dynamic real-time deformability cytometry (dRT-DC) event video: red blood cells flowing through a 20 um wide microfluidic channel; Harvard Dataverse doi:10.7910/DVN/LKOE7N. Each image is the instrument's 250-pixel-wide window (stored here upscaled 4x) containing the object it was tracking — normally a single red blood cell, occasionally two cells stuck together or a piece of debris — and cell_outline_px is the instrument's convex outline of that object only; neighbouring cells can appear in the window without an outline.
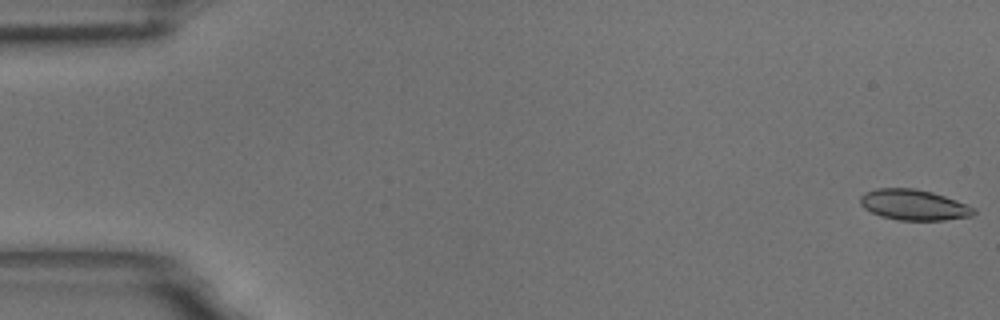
{"species": "common noctule bat (a hibernating species)", "species_latin": "Nyctalus noctula", "temperature_condition": "room temperature", "stored_images_in_passage": 57, "camera_frame_rate_fps": 3000, "um_per_image_px": 0.085, "animal": {"sex": "male", "body_mass_g": 18.8}, "frame": {"image": 1, "passage_image": 1, "time_ms": 0.0, "image_size_px": [1000, 320], "cell_outline_px": [[976, 212], [972, 216], [944, 220], [896, 220], [880, 216], [864, 208], [860, 204], [860, 196], [864, 192], [876, 188], [916, 188], [932, 192], [956, 200], [976, 208]], "centroid_in_image_um": [77.66, 17.41], "position_along_channel_um": 7.3, "area_um2": 20.4}}
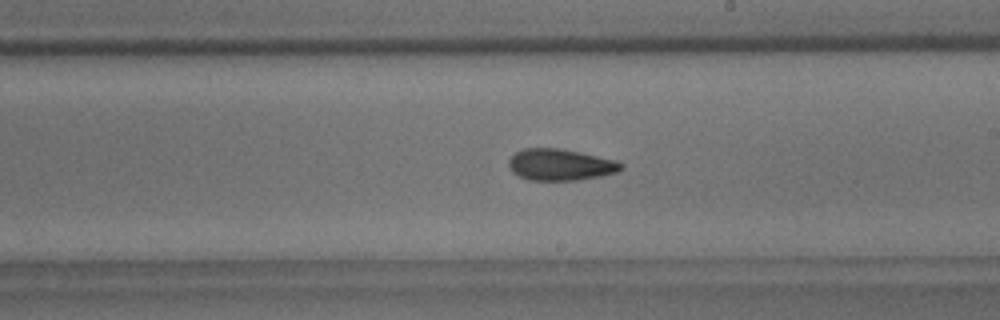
{"frame": {"image": 2, "passage_image": 33, "time_ms": 10.667, "image_size_px": [1000, 320], "cell_outline_px": [[624, 168], [616, 172], [600, 176], [580, 180], [528, 180], [512, 172], [508, 164], [508, 160], [516, 152], [524, 148], [560, 148], [580, 152], [616, 160], [624, 164]], "centroid_in_image_um": [47.64, 14.0], "position_along_channel_um": 241.4, "area_um2": 20.69}}
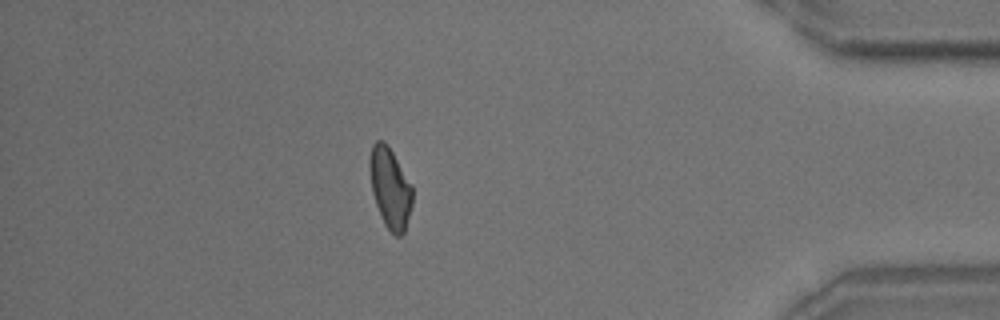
{"frame": {"image": 3, "passage_image": 50, "time_ms": 16.333, "image_size_px": [1000, 320], "cell_outline_px": [[412, 204], [404, 232], [400, 236], [396, 236], [384, 224], [376, 204], [372, 192], [368, 168], [368, 160], [372, 144], [376, 140], [384, 140], [388, 144], [412, 184]], "centroid_in_image_um": [33.14, 15.91], "position_along_channel_um": 402.1, "area_um2": 20.29}, "authors_computed_cell_mechanics": {"area_um2": 20.4612, "velocity_mm_per_s": 3.5581, "shape_relaxation_time_tau1_ms": 5.8897, "shape_relaxation_time_tau2_ms": 4.062, "deformation_change_tau1": 0.1428, "deformation_change_tau2": 0.0981}}